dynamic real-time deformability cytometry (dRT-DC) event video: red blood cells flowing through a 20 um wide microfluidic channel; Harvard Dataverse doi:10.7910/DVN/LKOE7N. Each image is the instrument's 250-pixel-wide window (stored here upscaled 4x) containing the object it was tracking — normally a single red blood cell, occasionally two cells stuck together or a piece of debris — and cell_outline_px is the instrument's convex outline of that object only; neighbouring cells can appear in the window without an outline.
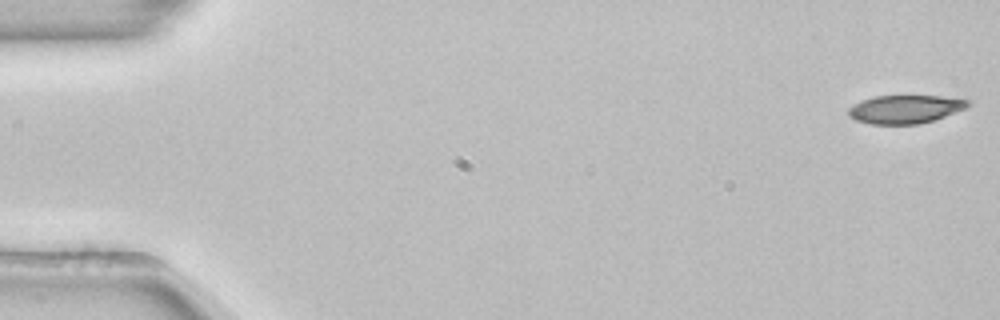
{"species": "common noctule bat (a hibernating species)", "species_latin": "Nyctalus noctula", "temperature_condition": "room temperature", "stored_images_in_passage": 53, "camera_frame_rate_fps": 3000, "um_per_image_px": 0.085, "animal": {"sex": "female", "body_mass_g": 22.7, "forearm_length_mm": 54.2}, "frame": {"image": 1, "passage_image": 1, "time_ms": 0.0, "image_size_px": [1000, 320], "cell_outline_px": [[972, 100], [964, 108], [944, 116], [920, 124], [868, 124], [856, 120], [848, 116], [848, 108], [852, 104], [860, 100], [872, 96], [940, 96]], "centroid_in_image_um": [76.86, 9.28], "position_along_channel_um": 8.1, "area_um2": 19.71}}
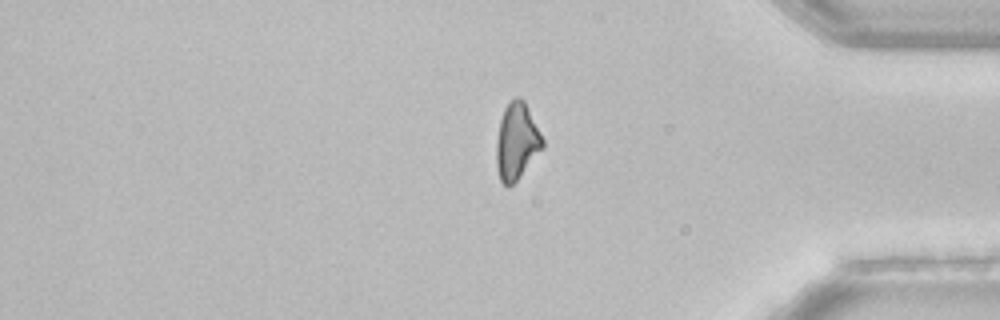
{"frame": {"image": 2, "passage_image": 44, "time_ms": 14.333, "image_size_px": [1000, 320], "cell_outline_px": [[544, 148], [516, 180], [508, 188], [500, 180], [496, 168], [496, 140], [500, 120], [504, 108], [516, 96], [520, 96], [524, 100], [544, 140]], "centroid_in_image_um": [43.91, 12.02], "position_along_channel_um": 391.3, "area_um2": 20.63}}
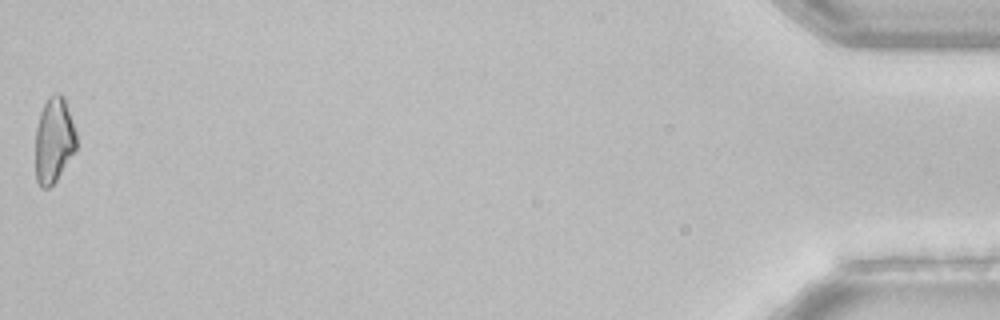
{"frame": {"image": 3, "passage_image": 53, "time_ms": 17.333, "image_size_px": [1000, 320], "cell_outline_px": [[76, 148], [56, 180], [48, 188], [40, 188], [36, 180], [36, 128], [40, 112], [48, 96], [56, 92], [60, 92], [64, 96], [76, 132]], "centroid_in_image_um": [4.57, 11.88], "position_along_channel_um": 430.6, "area_um2": 20.35}, "authors_computed_cell_mechanics": {"area_um2": 21.2126, "velocity_mm_per_s": 3.8862, "shape_relaxation_time_tau1_ms": 7.906, "shape_relaxation_time_tau2_ms": null, "deformation_change_tau1": 0.1764, "deformation_change_tau2": null}}